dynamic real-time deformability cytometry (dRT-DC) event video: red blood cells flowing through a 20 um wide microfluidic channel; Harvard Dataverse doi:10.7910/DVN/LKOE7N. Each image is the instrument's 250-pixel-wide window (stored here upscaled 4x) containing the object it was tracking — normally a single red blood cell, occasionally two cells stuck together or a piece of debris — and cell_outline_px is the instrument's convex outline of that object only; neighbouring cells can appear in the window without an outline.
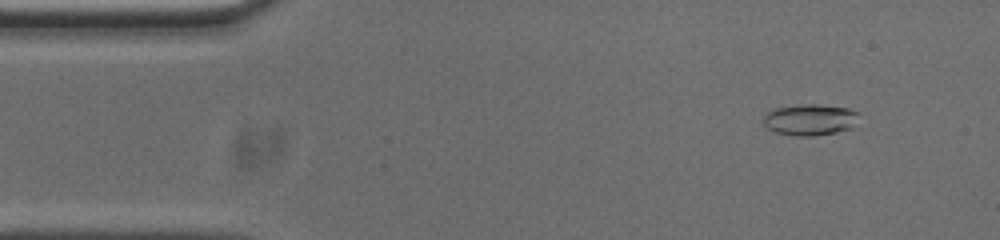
{"species": "common noctule bat (a hibernating species)", "species_latin": "Nyctalus noctula", "temperature_condition": "cold", "stored_images_in_passage": 53, "camera_frame_rate_fps": 3000, "um_per_image_px": 0.085, "animal": {"sex": "male", "body_mass_g": 20.0, "forearm_length_mm": 53.3}, "frame": {"image": 1, "passage_image": 5, "time_ms": 1.333, "image_size_px": [1000, 240], "cell_outline_px": [[860, 112], [856, 128], [836, 132], [812, 136], [796, 136], [776, 132], [768, 128], [764, 124], [764, 116], [772, 108], [808, 104], [820, 104], [848, 108]], "centroid_in_image_um": [68.93, 10.17], "position_along_channel_um": 16.1, "area_um2": 17.69}}
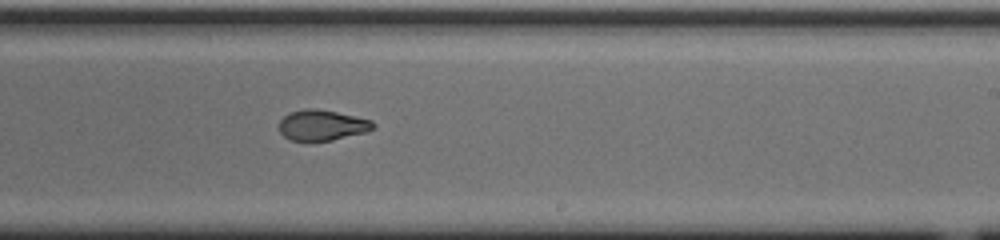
{"frame": {"image": 2, "passage_image": 31, "time_ms": 10.0, "image_size_px": [1000, 240], "cell_outline_px": [[376, 124], [368, 132], [332, 140], [292, 140], [284, 136], [280, 132], [280, 120], [288, 112], [304, 108], [316, 108], [336, 112], [372, 120]], "centroid_in_image_um": [27.38, 10.62], "position_along_channel_um": 261.6, "area_um2": 16.7}}
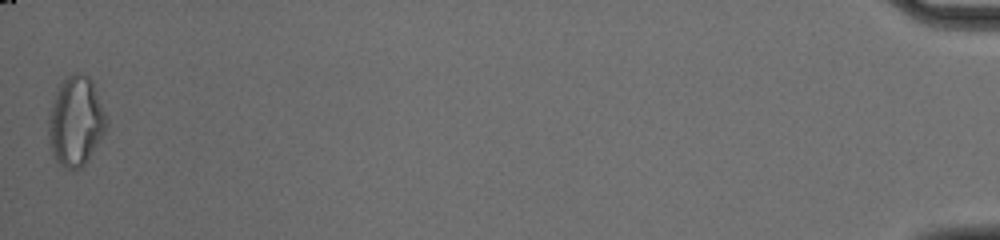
{"frame": {"image": 3, "passage_image": 53, "time_ms": 17.333, "image_size_px": [1000, 240], "cell_outline_px": [[108, 124], [104, 132], [84, 164], [80, 168], [64, 168], [52, 156], [48, 136], [48, 112], [52, 100], [60, 84], [68, 76], [76, 72], [80, 72], [88, 76], [92, 80], [104, 112]], "centroid_in_image_um": [6.4, 10.29], "position_along_channel_um": 428.8, "area_um2": 29.94}, "authors_computed_cell_mechanics": {"area_um2": 17.7446, "velocity_mm_per_s": 3.752, "shape_relaxation_time_tau1_ms": null, "shape_relaxation_time_tau2_ms": 2.2279, "deformation_change_tau1": null, "deformation_change_tau2": 0.0773}}